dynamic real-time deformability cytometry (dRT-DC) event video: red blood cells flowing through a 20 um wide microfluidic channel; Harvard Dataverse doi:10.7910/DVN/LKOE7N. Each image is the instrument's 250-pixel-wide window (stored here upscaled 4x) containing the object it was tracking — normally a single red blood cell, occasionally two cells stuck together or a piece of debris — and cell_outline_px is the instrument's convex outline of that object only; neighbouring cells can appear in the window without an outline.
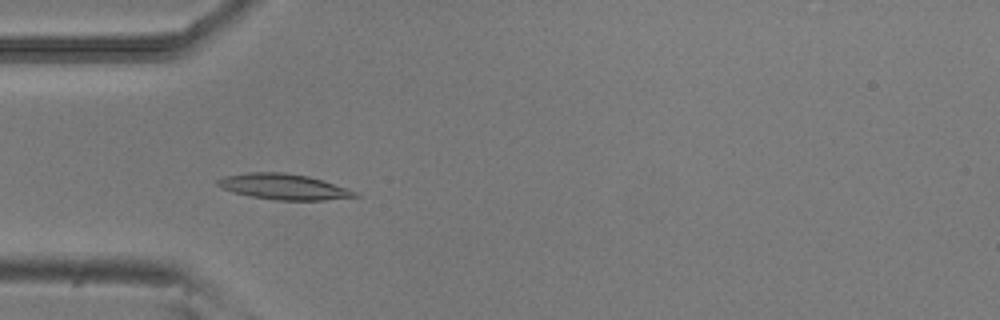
{"species": "common noctule bat (a hibernating species)", "species_latin": "Nyctalus noctula", "temperature_condition": "room temperature", "stored_images_in_passage": 42, "camera_frame_rate_fps": 3000, "um_per_image_px": 0.085, "animal": {"sex": "male", "body_mass_g": 20.5, "forearm_length_mm": 52.5}, "frame": {"image": 1, "passage_image": 6, "time_ms": 1.667, "image_size_px": [1000, 320], "cell_outline_px": [[360, 196], [324, 200], [276, 200], [248, 196], [220, 188], [216, 184], [216, 180], [224, 176], [248, 172], [284, 172], [308, 176], [348, 188], [356, 192]], "centroid_in_image_um": [24.07, 15.87], "position_along_channel_um": 60.9, "area_um2": 20.58}}
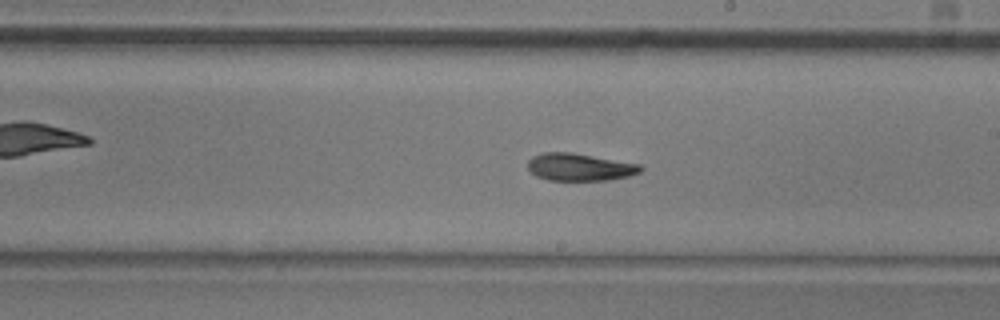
{"frame": {"image": 2, "passage_image": 20, "time_ms": 6.333, "image_size_px": [1000, 320], "cell_outline_px": [[644, 168], [640, 172], [628, 176], [608, 180], [548, 180], [536, 176], [528, 168], [528, 160], [532, 156], [540, 152], [572, 152], [640, 164]], "centroid_in_image_um": [49.26, 14.19], "position_along_channel_um": 239.7, "area_um2": 18.09}}
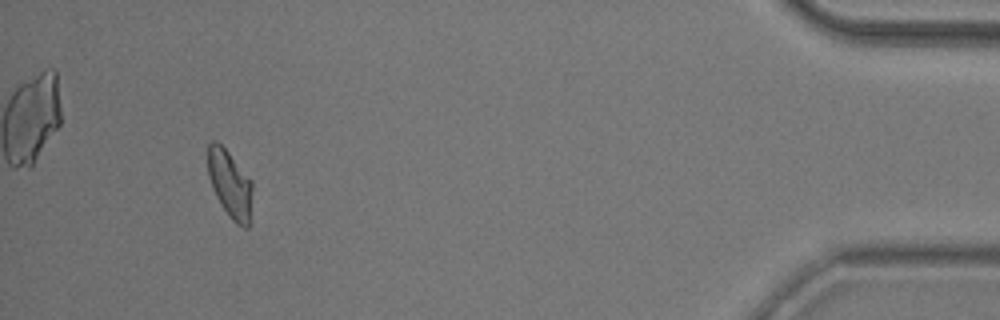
{"frame": {"image": 3, "passage_image": 39, "time_ms": 12.667, "image_size_px": [1000, 320], "cell_outline_px": [[252, 188], [248, 228], [244, 228], [236, 224], [232, 220], [216, 196], [212, 188], [208, 176], [208, 144], [212, 140], [216, 140], [228, 152], [252, 180]], "centroid_in_image_um": [19.53, 15.63], "position_along_channel_um": 415.7, "area_um2": 17.34}, "authors_computed_cell_mechanics": {"area_um2": 18.3804, "velocity_mm_per_s": 3.8689, "shape_relaxation_time_tau1_ms": 6.7714, "shape_relaxation_time_tau2_ms": 5.2779, "deformation_change_tau1": 0.1666, "deformation_change_tau2": 0.1117}}